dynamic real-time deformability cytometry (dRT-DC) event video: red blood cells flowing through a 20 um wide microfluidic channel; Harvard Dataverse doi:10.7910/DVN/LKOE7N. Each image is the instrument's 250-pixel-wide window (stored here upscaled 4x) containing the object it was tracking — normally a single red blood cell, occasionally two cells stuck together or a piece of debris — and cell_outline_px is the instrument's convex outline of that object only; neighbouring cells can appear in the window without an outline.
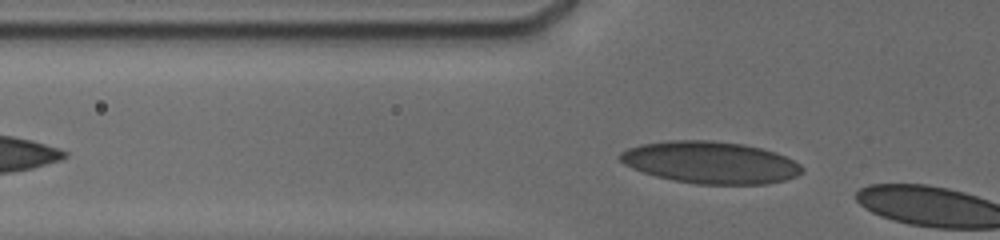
{"species": "human", "species_latin": "Homo sapiens", "temperature_condition": "cold", "stored_images_in_passage": 6, "camera_frame_rate_fps": 3000, "um_per_image_px": 0.085, "donor": {"sex": "male"}, "frame": {"image": 1, "passage_image": 6, "time_ms": 3.333, "image_size_px": [1000, 240], "cell_outline_px": [[804, 172], [796, 176], [784, 180], [764, 184], [696, 184], [672, 180], [656, 176], [632, 168], [624, 164], [616, 156], [620, 152], [628, 148], [644, 144], [668, 140], [712, 140], [744, 144], [776, 152], [800, 164], [804, 168]], "centroid_in_image_um": [60.38, 13.81], "position_along_channel_um": 65.4, "area_um2": 44.62}}